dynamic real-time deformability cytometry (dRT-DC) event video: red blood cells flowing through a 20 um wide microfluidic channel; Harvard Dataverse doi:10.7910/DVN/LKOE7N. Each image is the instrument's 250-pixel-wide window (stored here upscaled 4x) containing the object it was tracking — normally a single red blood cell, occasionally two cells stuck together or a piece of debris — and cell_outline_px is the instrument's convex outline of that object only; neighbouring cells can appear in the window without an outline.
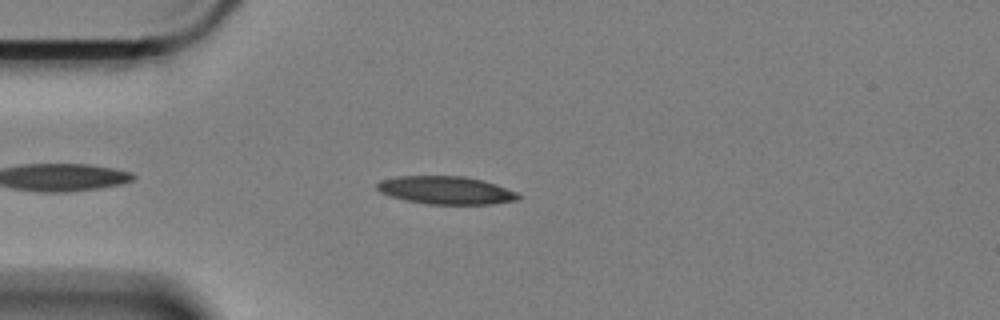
{"species": "Egyptian fruit bat (a non-hibernating species)", "species_latin": "Rousettus aegyptiacus", "temperature_condition": "cold", "stored_images_in_passage": 31, "camera_frame_rate_fps": 3000, "um_per_image_px": 0.085, "animal": {"sex": "female"}, "frame": {"image": 1, "passage_image": 4, "time_ms": 1.0, "image_size_px": [1000, 320], "cell_outline_px": [[520, 196], [516, 200], [492, 204], [428, 204], [404, 200], [388, 196], [380, 192], [376, 188], [376, 184], [380, 180], [396, 176], [464, 176], [484, 180], [496, 184], [516, 192]], "centroid_in_image_um": [37.85, 16.16], "position_along_channel_um": 47.1, "area_um2": 23.12}}
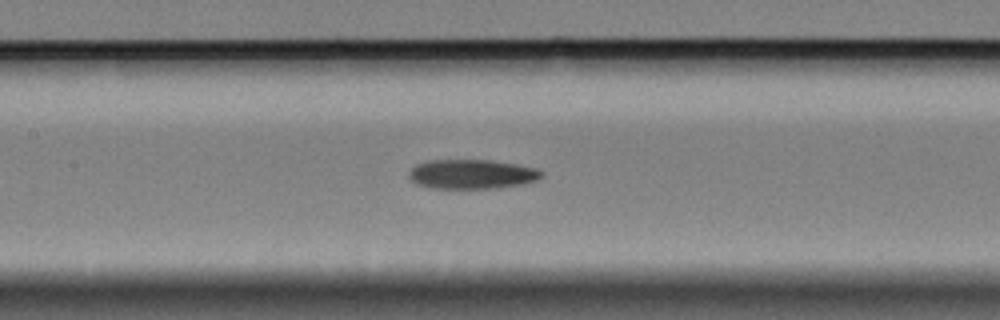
{"frame": {"image": 2, "passage_image": 16, "time_ms": 5.0, "image_size_px": [1000, 320], "cell_outline_px": [[544, 176], [536, 180], [524, 184], [496, 188], [432, 188], [416, 184], [408, 176], [408, 172], [416, 164], [428, 160], [492, 160], [516, 164], [536, 168], [544, 172]], "centroid_in_image_um": [40.12, 14.8], "position_along_channel_um": 167.3, "area_um2": 22.89}}
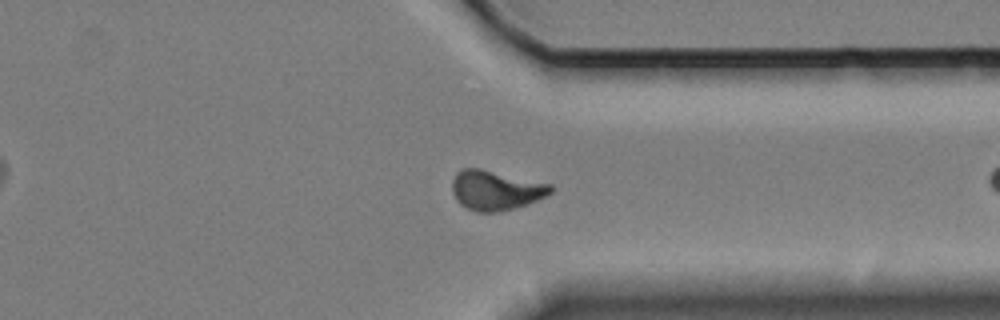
{"frame": {"image": 3, "passage_image": 30, "time_ms": 9.667, "image_size_px": [1000, 320], "cell_outline_px": [[556, 188], [552, 192], [536, 200], [512, 208], [496, 212], [476, 212], [460, 204], [456, 200], [452, 192], [452, 180], [456, 172], [460, 168], [480, 168], [552, 184]], "centroid_in_image_um": [42.11, 16.15], "position_along_channel_um": 369.3, "area_um2": 22.77}}